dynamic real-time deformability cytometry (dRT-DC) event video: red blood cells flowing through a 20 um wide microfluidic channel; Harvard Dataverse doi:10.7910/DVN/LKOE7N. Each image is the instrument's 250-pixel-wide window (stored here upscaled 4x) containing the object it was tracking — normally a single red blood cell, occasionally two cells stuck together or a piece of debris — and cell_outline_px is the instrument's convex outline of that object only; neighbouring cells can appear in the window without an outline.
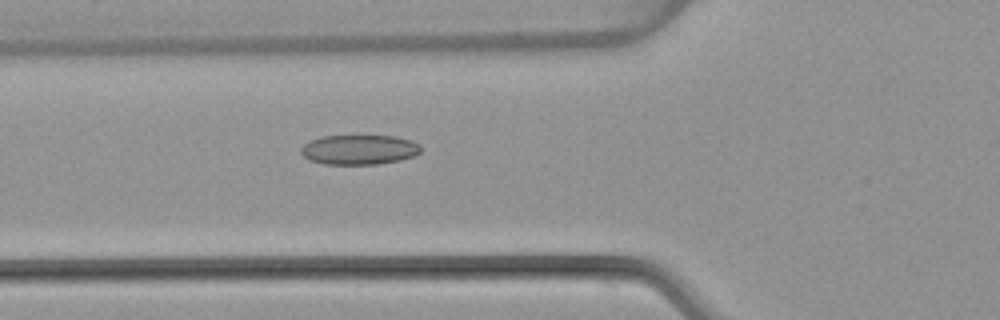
{"species": "common noctule bat (a hibernating species)", "species_latin": "Nyctalus noctula", "temperature_condition": "warm", "stored_images_in_passage": 50, "camera_frame_rate_fps": 3000, "um_per_image_px": 0.085, "animal": {"sex": "female", "body_mass_g": 22.7, "forearm_length_mm": 54.2}, "frame": {"image": 1, "passage_image": 18, "time_ms": 5.667, "image_size_px": [1000, 320], "cell_outline_px": [[420, 152], [416, 156], [400, 160], [376, 164], [324, 164], [308, 160], [300, 152], [300, 148], [308, 140], [320, 136], [396, 136], [412, 140], [420, 144]], "centroid_in_image_um": [30.52, 12.72], "position_along_channel_um": 95.3, "area_um2": 21.04}}
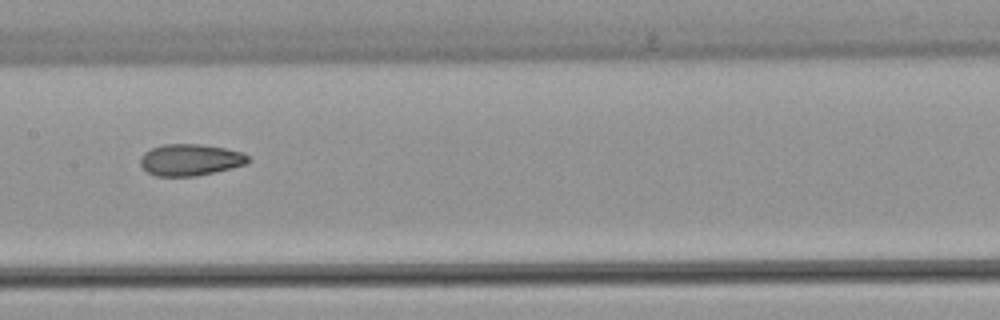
{"frame": {"image": 2, "passage_image": 25, "time_ms": 8.0, "image_size_px": [1000, 320], "cell_outline_px": [[248, 164], [232, 168], [196, 176], [156, 176], [148, 172], [140, 164], [140, 156], [144, 152], [152, 148], [164, 144], [200, 144], [224, 148], [244, 152], [248, 156]], "centroid_in_image_um": [16.18, 13.58], "position_along_channel_um": 191.2, "area_um2": 19.88}}
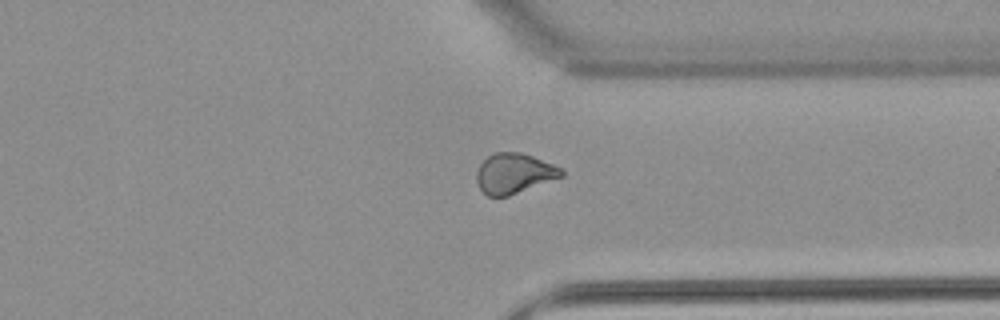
{"frame": {"image": 3, "passage_image": 38, "time_ms": 12.333, "image_size_px": [1000, 320], "cell_outline_px": [[564, 176], [508, 196], [488, 196], [480, 188], [476, 180], [476, 172], [480, 164], [488, 156], [496, 152], [520, 152], [532, 156], [564, 168]], "centroid_in_image_um": [43.72, 14.73], "position_along_channel_um": 367.7, "area_um2": 19.83}, "authors_computed_cell_mechanics": {"area_um2": 20.8658, "velocity_mm_per_s": 4.0892, "shape_relaxation_time_tau1_ms": null, "shape_relaxation_time_tau2_ms": 1.8855, "deformation_change_tau1": null, "deformation_change_tau2": 0.081}}